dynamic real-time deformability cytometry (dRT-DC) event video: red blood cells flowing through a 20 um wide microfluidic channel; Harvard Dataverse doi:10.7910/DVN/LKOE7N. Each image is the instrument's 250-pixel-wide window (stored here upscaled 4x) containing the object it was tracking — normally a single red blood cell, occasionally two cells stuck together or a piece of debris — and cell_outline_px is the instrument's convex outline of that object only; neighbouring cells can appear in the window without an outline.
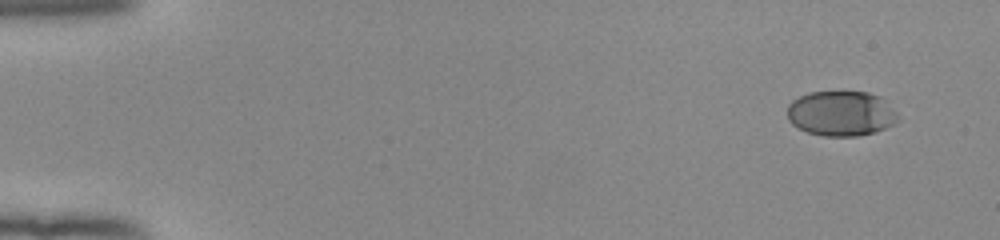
{"species": "human", "species_latin": "Homo sapiens", "temperature_condition": "room temperature", "stored_images_in_passage": 51, "camera_frame_rate_fps": 3000, "um_per_image_px": 0.085, "donor": {"sex": "female"}, "frame": {"image": 1, "passage_image": 1, "time_ms": 0.0, "image_size_px": [1000, 240], "cell_outline_px": [[896, 120], [892, 124], [876, 132], [856, 136], [824, 136], [808, 132], [792, 124], [788, 120], [788, 104], [792, 100], [808, 92], [868, 92], [880, 96], [896, 112]], "centroid_in_image_um": [71.46, 9.64], "position_along_channel_um": 13.5, "area_um2": 28.84}}
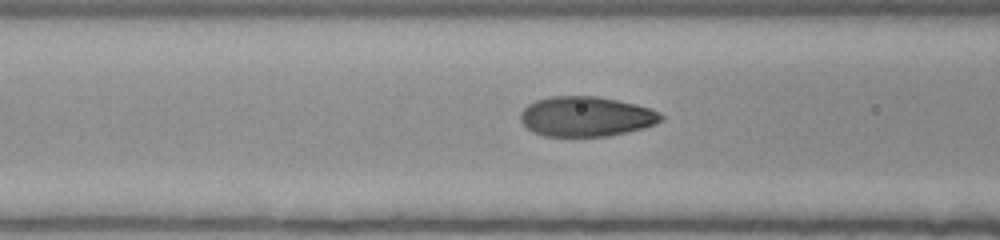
{"frame": {"image": 2, "passage_image": 20, "time_ms": 6.333, "image_size_px": [1000, 240], "cell_outline_px": [[664, 120], [656, 124], [644, 128], [608, 136], [544, 136], [532, 132], [520, 120], [520, 112], [528, 104], [536, 100], [552, 96], [596, 96], [636, 104], [652, 108], [660, 112], [664, 116]], "centroid_in_image_um": [49.85, 9.9], "position_along_channel_um": 116.8, "area_um2": 32.95}}
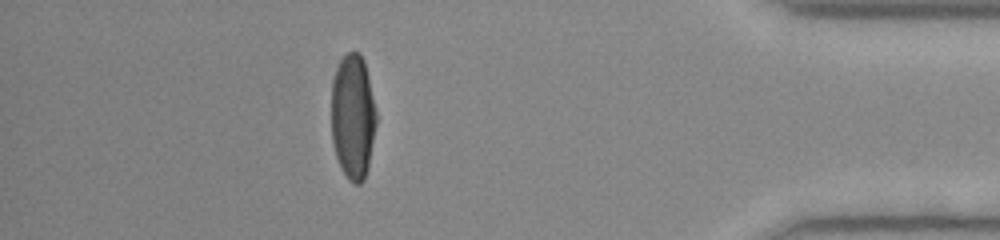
{"frame": {"image": 3, "passage_image": 45, "time_ms": 14.667, "image_size_px": [1000, 240], "cell_outline_px": [[376, 124], [368, 168], [364, 180], [360, 184], [356, 184], [348, 180], [336, 156], [332, 144], [332, 80], [336, 68], [340, 60], [352, 48], [360, 52], [364, 60], [368, 76], [376, 112]], "centroid_in_image_um": [29.99, 9.89], "position_along_channel_um": 405.2, "area_um2": 32.89}, "authors_computed_cell_mechanics": {"area_um2": 33.0616, "velocity_mm_per_s": 3.9365, "shape_relaxation_time_tau1_ms": 4.7197, "shape_relaxation_time_tau2_ms": null, "deformation_change_tau1": 0.2142, "deformation_change_tau2": null}}